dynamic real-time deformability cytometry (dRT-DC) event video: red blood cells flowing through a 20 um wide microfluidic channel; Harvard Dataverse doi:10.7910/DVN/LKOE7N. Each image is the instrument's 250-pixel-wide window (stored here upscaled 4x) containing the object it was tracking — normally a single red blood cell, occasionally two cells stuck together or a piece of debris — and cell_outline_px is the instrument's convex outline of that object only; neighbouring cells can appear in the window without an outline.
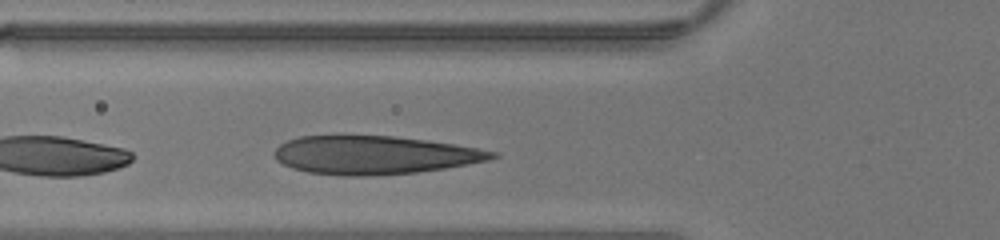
{"species": "human", "species_latin": "Homo sapiens", "temperature_condition": "warm", "stored_images_in_passage": 12, "camera_frame_rate_fps": 3000, "um_per_image_px": 0.085, "donor": {"sex": "male"}, "frame": {"image": 1, "passage_image": 7, "time_ms": 2.0, "image_size_px": [1000, 240], "cell_outline_px": [[500, 156], [488, 160], [444, 168], [416, 172], [364, 176], [344, 176], [308, 172], [292, 168], [276, 160], [272, 152], [280, 144], [288, 140], [300, 136], [340, 132], [396, 136], [428, 140], [500, 152]], "centroid_in_image_um": [31.73, 13.13], "position_along_channel_um": 94.1, "area_um2": 49.88}}
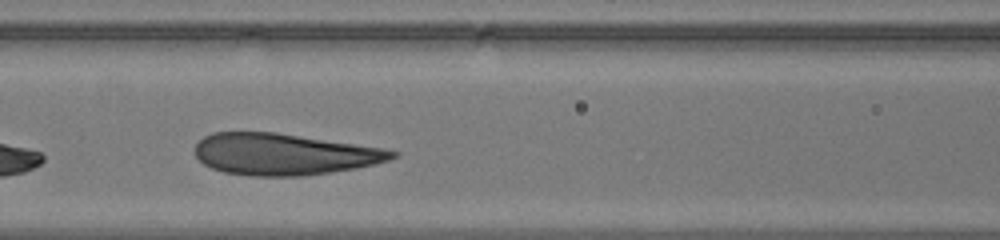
{"frame": {"image": 2, "passage_image": 10, "time_ms": 3.0, "image_size_px": [1000, 240], "cell_outline_px": [[400, 156], [388, 160], [356, 168], [304, 176], [252, 176], [224, 172], [212, 168], [204, 164], [196, 156], [196, 144], [204, 136], [212, 132], [276, 132], [384, 148], [400, 152]], "centroid_in_image_um": [24.15, 13.1], "position_along_channel_um": 142.5, "area_um2": 47.69}}